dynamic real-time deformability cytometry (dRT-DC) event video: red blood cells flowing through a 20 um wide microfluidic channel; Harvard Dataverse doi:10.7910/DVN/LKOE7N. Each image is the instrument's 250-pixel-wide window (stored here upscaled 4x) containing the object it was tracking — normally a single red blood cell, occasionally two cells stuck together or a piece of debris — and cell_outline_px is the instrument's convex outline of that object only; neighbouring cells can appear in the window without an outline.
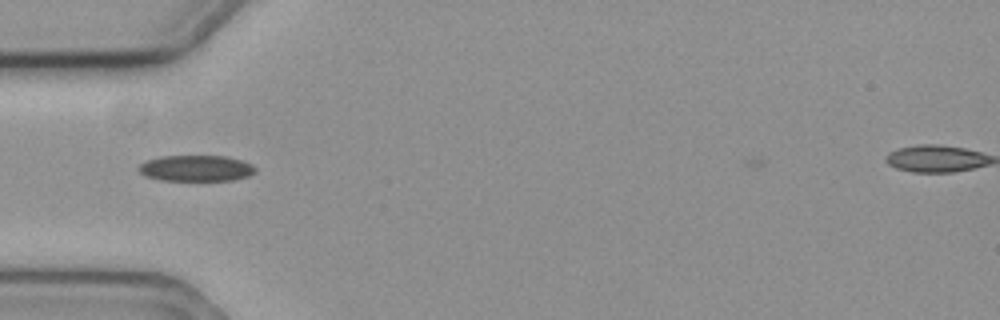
{"species": "common noctule bat (a hibernating species)", "species_latin": "Nyctalus noctula", "temperature_condition": "cold", "stored_images_in_passage": 46, "camera_frame_rate_fps": 3000, "um_per_image_px": 0.085, "animal": {"sex": "female", "body_mass_g": 19.3, "forearm_length_mm": 54.1}, "frame": {"image": 1, "passage_image": 6, "time_ms": 1.667, "image_size_px": [1000, 320], "cell_outline_px": [[256, 172], [248, 176], [232, 180], [160, 180], [144, 176], [136, 168], [140, 164], [148, 160], [160, 156], [224, 156], [240, 160], [252, 164], [256, 168]], "centroid_in_image_um": [16.65, 14.3], "position_along_channel_um": 68.4, "area_um2": 17.69}}
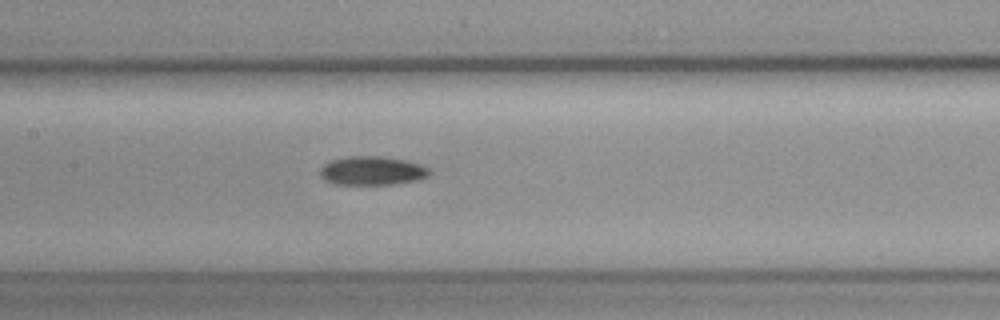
{"frame": {"image": 2, "passage_image": 15, "time_ms": 4.667, "image_size_px": [1000, 320], "cell_outline_px": [[432, 172], [428, 176], [416, 180], [392, 184], [336, 184], [324, 180], [320, 176], [320, 168], [324, 164], [332, 160], [348, 156], [376, 156], [404, 160], [420, 164], [428, 168]], "centroid_in_image_um": [31.61, 14.51], "position_along_channel_um": 175.8, "area_um2": 18.21}}
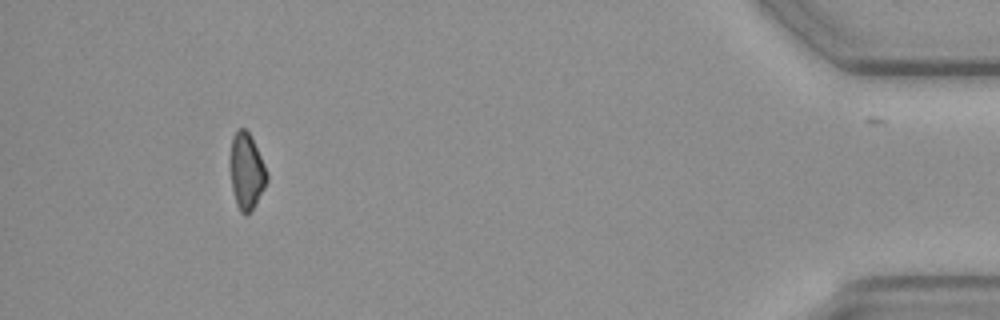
{"frame": {"image": 3, "passage_image": 41, "time_ms": 13.333, "image_size_px": [1000, 320], "cell_outline_px": [[268, 180], [264, 188], [248, 216], [244, 216], [240, 212], [236, 204], [232, 188], [232, 136], [236, 128], [244, 128], [248, 132], [264, 164], [268, 176]], "centroid_in_image_um": [20.97, 14.6], "position_along_channel_um": 414.2, "area_um2": 15.78}, "authors_computed_cell_mechanics": {"area_um2": 17.2244, "velocity_mm_per_s": 3.5807, "shape_relaxation_time_tau1_ms": 3.0283, "shape_relaxation_time_tau2_ms": null, "deformation_change_tau1": 0.0852, "deformation_change_tau2": null}}